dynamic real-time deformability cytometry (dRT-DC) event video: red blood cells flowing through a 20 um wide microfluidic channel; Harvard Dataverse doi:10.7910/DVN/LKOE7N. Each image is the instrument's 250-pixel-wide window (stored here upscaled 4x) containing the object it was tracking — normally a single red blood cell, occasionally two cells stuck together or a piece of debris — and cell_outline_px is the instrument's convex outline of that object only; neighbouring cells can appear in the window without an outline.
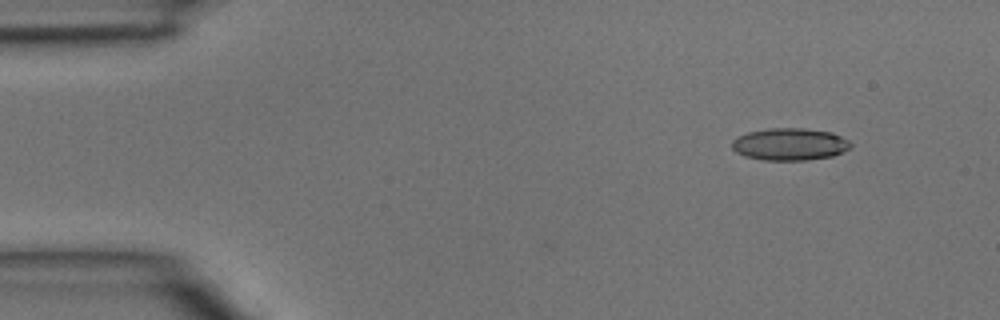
{"species": "common noctule bat (a hibernating species)", "species_latin": "Nyctalus noctula", "temperature_condition": "room temperature", "stored_images_in_passage": 5, "camera_frame_rate_fps": 3000, "um_per_image_px": 0.085, "animal": {"sex": "male", "body_mass_g": 15.6}, "frame": {"image": 1, "passage_image": 5, "time_ms": 1.333, "image_size_px": [1000, 320], "cell_outline_px": [[852, 144], [848, 148], [832, 156], [808, 160], [764, 160], [744, 156], [736, 152], [732, 148], [732, 140], [736, 136], [748, 132], [768, 128], [804, 128], [832, 132], [848, 140]], "centroid_in_image_um": [67.09, 12.25], "position_along_channel_um": 17.9, "area_um2": 22.31}}